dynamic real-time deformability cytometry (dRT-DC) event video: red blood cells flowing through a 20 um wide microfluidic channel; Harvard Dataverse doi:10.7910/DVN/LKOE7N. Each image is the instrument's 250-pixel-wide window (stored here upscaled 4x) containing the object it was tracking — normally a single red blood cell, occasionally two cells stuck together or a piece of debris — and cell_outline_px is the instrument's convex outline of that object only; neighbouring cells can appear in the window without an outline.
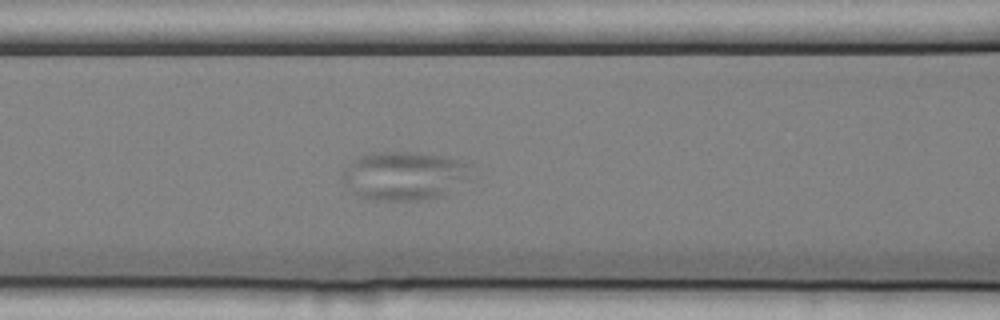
{"species": "common noctule bat (a hibernating species)", "species_latin": "Nyctalus noctula", "temperature_condition": "cold", "stored_images_in_passage": 60, "camera_frame_rate_fps": 3000, "um_per_image_px": 0.085, "animal": {"sex": "female", "body_mass_g": 25.1}, "frame": {"image": 1, "passage_image": 28, "time_ms": 9.0, "image_size_px": [1000, 320], "cell_outline_px": [[472, 164], [468, 180], [444, 196], [416, 200], [376, 200], [360, 196], [352, 192], [340, 176], [344, 168], [348, 164], [360, 156], [376, 152], [404, 152], [444, 156], [468, 160]], "centroid_in_image_um": [34.42, 14.93], "position_along_channel_um": 132.2, "area_um2": 36.7}}
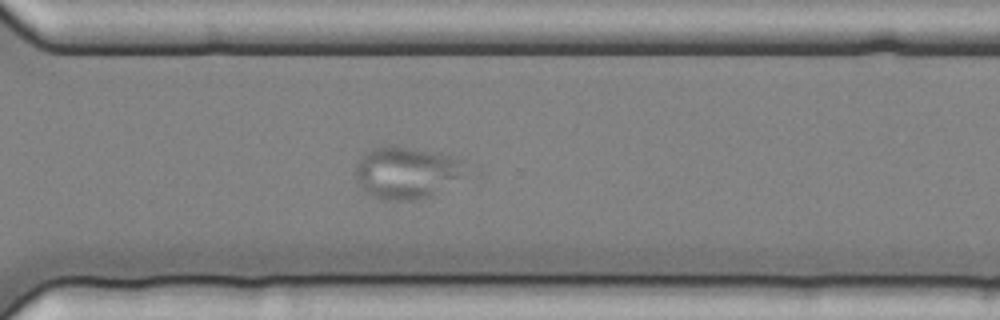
{"frame": {"image": 2, "passage_image": 45, "time_ms": 14.667, "image_size_px": [1000, 320], "cell_outline_px": [[464, 160], [460, 176], [428, 196], [412, 200], [396, 200], [372, 196], [364, 192], [360, 188], [352, 172], [356, 164], [372, 148], [396, 144], [460, 156]], "centroid_in_image_um": [34.47, 14.62], "position_along_channel_um": 336.1, "area_um2": 33.18}}
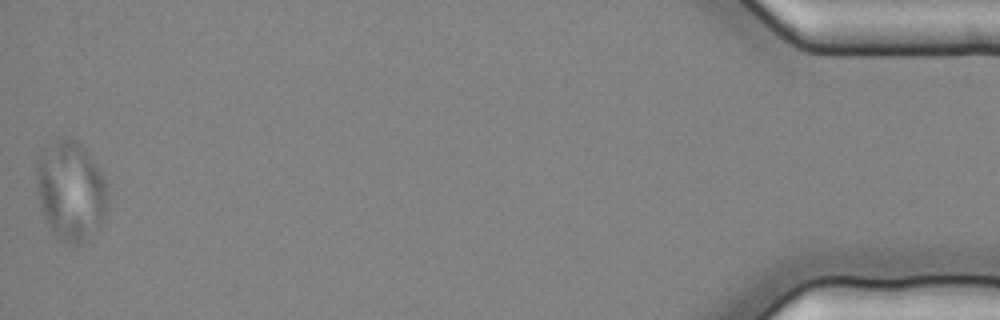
{"frame": {"image": 3, "passage_image": 60, "time_ms": 19.667, "image_size_px": [1000, 320], "cell_outline_px": [[108, 204], [104, 220], [76, 248], [64, 244], [56, 236], [48, 224], [40, 208], [36, 188], [36, 164], [40, 156], [52, 144], [60, 140], [76, 140], [88, 152], [104, 176], [108, 184]], "centroid_in_image_um": [6.04, 16.28], "position_along_channel_um": 429.2, "area_um2": 41.33}}